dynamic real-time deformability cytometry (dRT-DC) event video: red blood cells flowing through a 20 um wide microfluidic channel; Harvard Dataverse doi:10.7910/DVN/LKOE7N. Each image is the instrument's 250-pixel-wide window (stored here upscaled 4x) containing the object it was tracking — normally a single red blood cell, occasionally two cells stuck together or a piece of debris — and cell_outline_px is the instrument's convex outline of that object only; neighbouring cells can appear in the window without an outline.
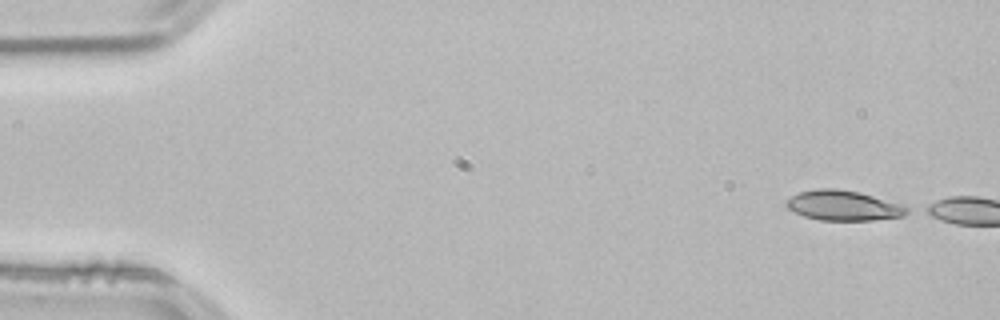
{"species": "common noctule bat (a hibernating species)", "species_latin": "Nyctalus noctula", "temperature_condition": "room temperature", "stored_images_in_passage": 4, "camera_frame_rate_fps": 3000, "um_per_image_px": 0.085, "animal": {"sex": "male", "body_mass_g": 21.5, "forearm_length_mm": 52.0}, "frame": {"image": 1, "passage_image": 1, "time_ms": 0.0, "image_size_px": [1000, 320], "cell_outline_px": [[912, 212], [904, 216], [872, 220], [820, 220], [804, 216], [788, 208], [784, 204], [792, 196], [800, 192], [816, 188], [836, 188], [856, 192], [904, 204], [912, 208]], "centroid_in_image_um": [71.76, 17.47], "position_along_channel_um": 13.2, "area_um2": 21.15}}